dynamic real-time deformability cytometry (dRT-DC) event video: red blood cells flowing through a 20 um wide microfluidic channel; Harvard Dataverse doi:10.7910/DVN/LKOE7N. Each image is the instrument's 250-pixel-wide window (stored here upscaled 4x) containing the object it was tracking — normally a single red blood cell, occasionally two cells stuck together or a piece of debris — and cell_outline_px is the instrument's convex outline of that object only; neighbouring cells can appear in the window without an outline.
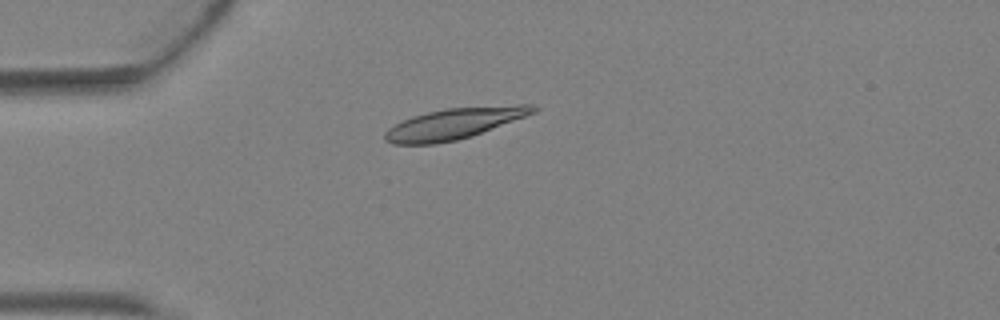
{"species": "Egyptian fruit bat (a non-hibernating species)", "species_latin": "Rousettus aegyptiacus", "temperature_condition": "warm", "stored_images_in_passage": 3, "camera_frame_rate_fps": 3000, "um_per_image_px": 0.085, "animal": {"sex": "female"}, "frame": {"image": 1, "passage_image": 3, "time_ms": 0.667, "image_size_px": [1000, 320], "cell_outline_px": [[540, 108], [536, 112], [472, 136], [456, 140], [436, 144], [392, 144], [384, 140], [384, 132], [388, 128], [412, 116], [444, 108], [516, 104], [536, 104]], "centroid_in_image_um": [38.64, 10.49], "position_along_channel_um": 46.4, "area_um2": 26.93}}